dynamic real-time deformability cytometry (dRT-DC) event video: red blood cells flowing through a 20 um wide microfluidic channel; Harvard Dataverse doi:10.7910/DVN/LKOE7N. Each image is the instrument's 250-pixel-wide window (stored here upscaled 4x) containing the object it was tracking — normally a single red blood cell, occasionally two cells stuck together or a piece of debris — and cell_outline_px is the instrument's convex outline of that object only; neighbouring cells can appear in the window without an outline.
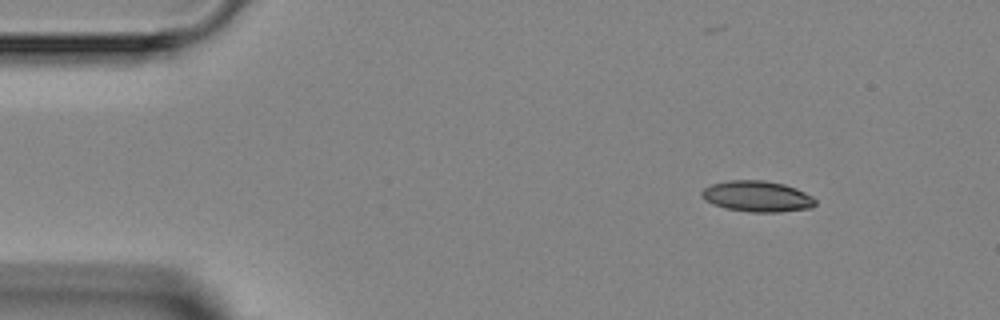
{"species": "Egyptian fruit bat (a non-hibernating species)", "species_latin": "Rousettus aegyptiacus", "temperature_condition": "room temperature", "stored_images_in_passage": 4, "segment_of_instrument_passage": [1, 2], "camera_frame_rate_fps": 3000, "um_per_image_px": 0.085, "animal": {"sex": "female"}, "frame": {"image": 1, "passage_image": 1, "time_ms": 0.0, "image_size_px": [1000, 320], "cell_outline_px": [[816, 204], [812, 208], [780, 212], [752, 212], [724, 208], [704, 200], [700, 192], [704, 188], [712, 184], [728, 180], [764, 180], [784, 184], [796, 188], [812, 196], [816, 200]], "centroid_in_image_um": [64.37, 16.69], "position_along_channel_um": 20.6, "area_um2": 20.58}}